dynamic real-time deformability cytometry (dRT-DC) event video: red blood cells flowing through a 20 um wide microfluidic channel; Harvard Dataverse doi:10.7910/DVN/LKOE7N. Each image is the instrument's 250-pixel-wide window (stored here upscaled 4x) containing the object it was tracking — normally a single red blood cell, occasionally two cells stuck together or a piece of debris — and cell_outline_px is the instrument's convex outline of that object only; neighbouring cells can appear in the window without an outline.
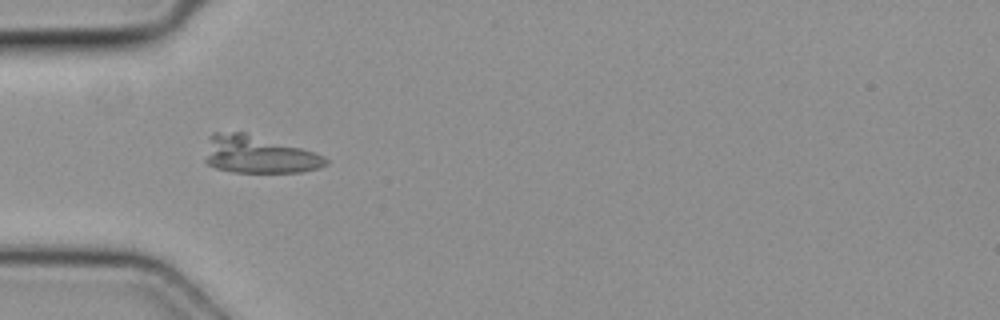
{"species": "common noctule bat (a hibernating species)", "species_latin": "Nyctalus noctula", "temperature_condition": "cold", "stored_images_in_passage": 7, "camera_frame_rate_fps": 3000, "um_per_image_px": 0.085, "animal": {"sex": "female", "body_mass_g": 19.3, "forearm_length_mm": 54.1}, "frame": {"image": 1, "passage_image": 5, "time_ms": 1.333, "image_size_px": [1000, 320], "cell_outline_px": [[328, 164], [320, 168], [304, 172], [232, 172], [216, 168], [208, 164], [204, 160], [208, 136], [212, 132], [244, 132], [316, 152], [324, 156], [328, 160]], "centroid_in_image_um": [21.96, 13.13], "position_along_channel_um": 63.0, "area_um2": 26.65}}
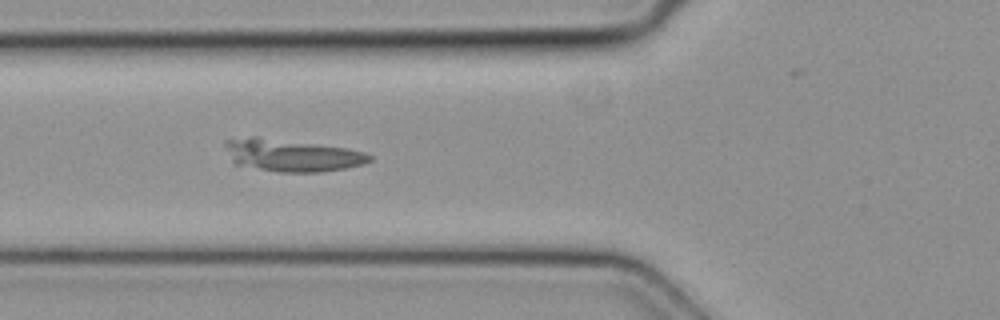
{"frame": {"image": 2, "passage_image": 6, "time_ms": 1.667, "image_size_px": [1000, 320], "cell_outline_px": [[372, 160], [364, 164], [344, 168], [320, 172], [276, 172], [236, 164], [232, 160], [224, 144], [224, 140], [252, 136], [256, 136], [348, 148], [364, 152], [372, 156]], "centroid_in_image_um": [24.81, 13.19], "position_along_channel_um": 101.0, "area_um2": 27.05}}
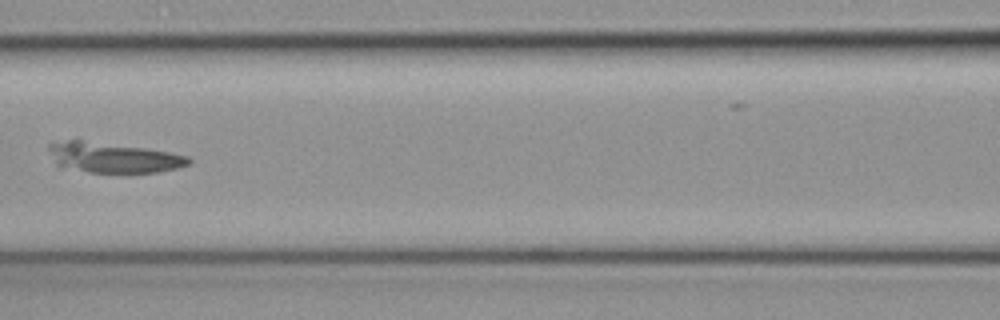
{"frame": {"image": 3, "passage_image": 7, "time_ms": 2.0, "image_size_px": [1000, 320], "cell_outline_px": [[192, 160], [188, 164], [180, 168], [160, 172], [128, 176], [124, 176], [88, 172], [56, 164], [48, 148], [48, 144], [52, 140], [80, 140], [144, 148], [168, 152], [188, 156]], "centroid_in_image_um": [9.67, 13.44], "position_along_channel_um": 156.9, "area_um2": 25.43}}